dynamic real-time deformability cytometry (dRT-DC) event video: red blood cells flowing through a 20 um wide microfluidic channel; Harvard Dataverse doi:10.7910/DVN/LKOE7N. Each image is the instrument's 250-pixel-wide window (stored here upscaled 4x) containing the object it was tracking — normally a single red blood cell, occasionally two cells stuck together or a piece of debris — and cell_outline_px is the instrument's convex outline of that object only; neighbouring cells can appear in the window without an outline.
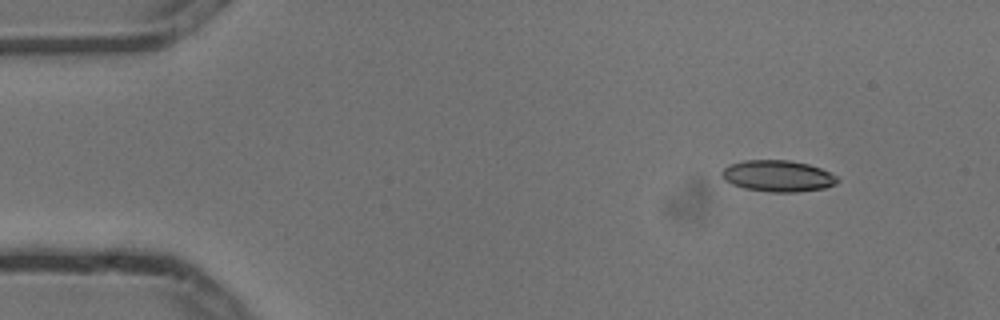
{"species": "common noctule bat (a hibernating species)", "species_latin": "Nyctalus noctula", "temperature_condition": "cold", "stored_images_in_passage": 9, "camera_frame_rate_fps": 3000, "um_per_image_px": 0.085, "animal": {"sex": "male", "body_mass_g": 13.3}, "frame": {"image": 1, "passage_image": 1, "time_ms": 0.0, "image_size_px": [1000, 320], "cell_outline_px": [[840, 180], [836, 184], [824, 188], [796, 192], [772, 192], [744, 188], [732, 184], [724, 180], [720, 176], [720, 172], [728, 164], [744, 160], [788, 160], [808, 164], [820, 168], [836, 176]], "centroid_in_image_um": [66.08, 14.95], "position_along_channel_um": 18.9, "area_um2": 21.21}}
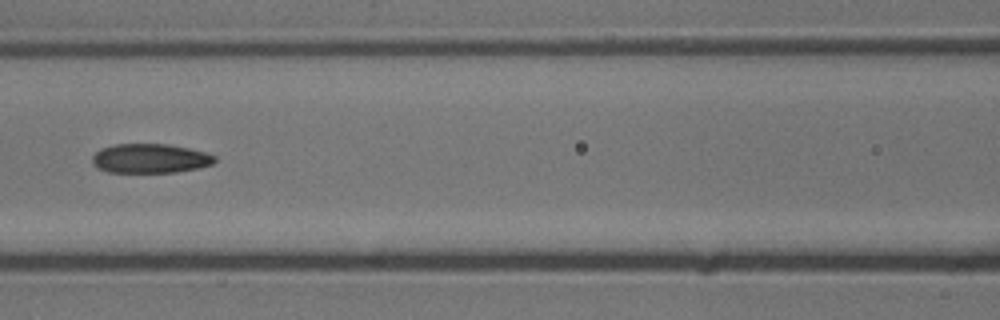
{"frame": {"image": 2, "passage_image": 6, "time_ms": 1.667, "image_size_px": [1000, 320], "cell_outline_px": [[216, 160], [212, 164], [200, 168], [176, 172], [108, 172], [96, 168], [92, 164], [92, 156], [100, 148], [116, 144], [168, 144], [188, 148], [204, 152], [216, 156]], "centroid_in_image_um": [12.74, 13.47], "position_along_channel_um": 153.9, "area_um2": 21.04}}
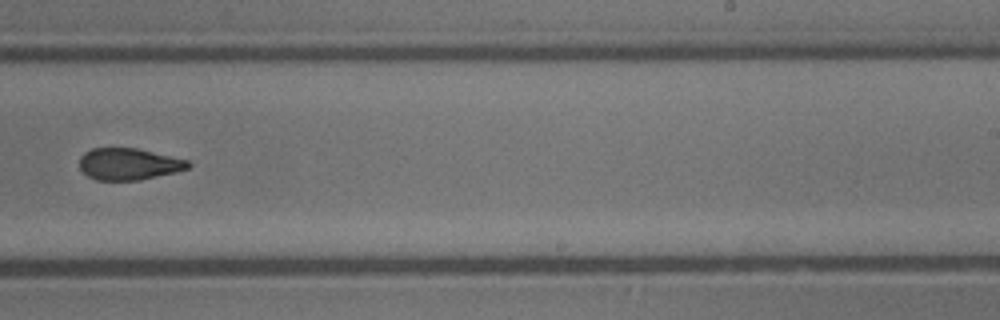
{"frame": {"image": 3, "passage_image": 9, "time_ms": 2.667, "image_size_px": [1000, 320], "cell_outline_px": [[192, 164], [188, 168], [176, 172], [140, 180], [96, 180], [88, 176], [80, 168], [80, 156], [84, 152], [92, 148], [136, 148], [188, 160]], "centroid_in_image_um": [10.94, 13.94], "position_along_channel_um": 278.1, "area_um2": 20.06}}